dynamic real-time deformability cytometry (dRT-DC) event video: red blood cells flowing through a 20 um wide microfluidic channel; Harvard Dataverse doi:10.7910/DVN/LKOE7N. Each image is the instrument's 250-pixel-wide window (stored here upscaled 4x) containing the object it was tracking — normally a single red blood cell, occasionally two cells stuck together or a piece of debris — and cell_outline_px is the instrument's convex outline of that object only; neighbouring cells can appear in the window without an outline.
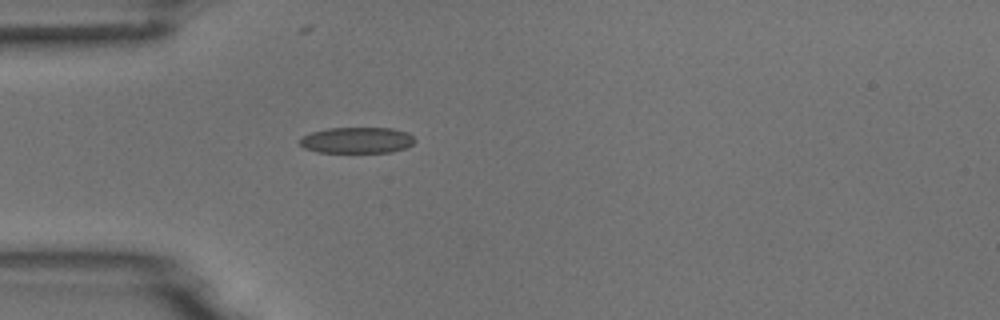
{"species": "common noctule bat (a hibernating species)", "species_latin": "Nyctalus noctula", "temperature_condition": "room temperature", "stored_images_in_passage": 4, "camera_frame_rate_fps": 3000, "um_per_image_px": 0.085, "animal": {"sex": "male", "body_mass_g": 18.8}, "frame": {"image": 1, "passage_image": 4, "time_ms": 3.667, "image_size_px": [1000, 320], "cell_outline_px": [[416, 140], [412, 144], [404, 148], [392, 152], [316, 152], [304, 148], [300, 144], [300, 140], [304, 136], [312, 132], [328, 128], [392, 128], [408, 132]], "centroid_in_image_um": [30.36, 11.92], "position_along_channel_um": 54.6, "area_um2": 17.4}}